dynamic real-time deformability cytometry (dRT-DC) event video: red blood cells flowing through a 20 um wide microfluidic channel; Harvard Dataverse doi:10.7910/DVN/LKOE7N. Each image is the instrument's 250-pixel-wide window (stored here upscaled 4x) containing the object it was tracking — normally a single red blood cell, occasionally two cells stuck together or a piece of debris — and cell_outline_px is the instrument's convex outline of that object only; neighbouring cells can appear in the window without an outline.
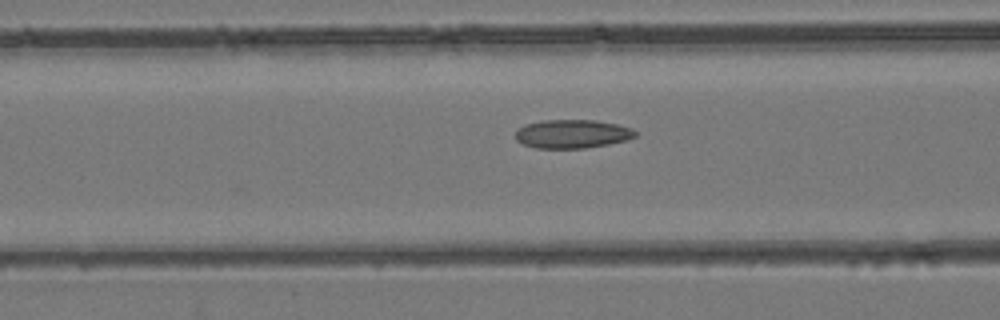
{"species": "common noctule bat (a hibernating species)", "species_latin": "Nyctalus noctula", "temperature_condition": "room temperature", "stored_images_in_passage": 39, "camera_frame_rate_fps": 3000, "um_per_image_px": 0.085, "animal": {"sex": "female", "body_mass_g": 24.6, "forearm_length_mm": 56.2}, "frame": {"image": 1, "passage_image": 12, "time_ms": 3.667, "image_size_px": [1000, 320], "cell_outline_px": [[636, 136], [628, 140], [608, 144], [584, 148], [536, 148], [524, 144], [516, 140], [516, 128], [524, 124], [544, 120], [596, 120], [620, 124], [632, 128], [636, 132]], "centroid_in_image_um": [48.65, 11.37], "position_along_channel_um": 117.9, "area_um2": 20.17}}
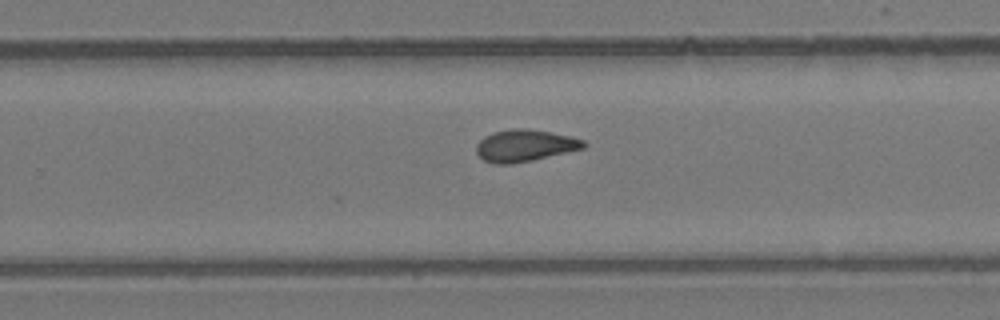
{"frame": {"image": 2, "passage_image": 23, "time_ms": 7.333, "image_size_px": [1000, 320], "cell_outline_px": [[588, 144], [584, 148], [532, 160], [512, 164], [492, 164], [484, 160], [476, 152], [476, 144], [484, 136], [492, 132], [512, 128], [528, 128], [552, 132], [584, 140]], "centroid_in_image_um": [44.58, 12.36], "position_along_channel_um": 285.2, "area_um2": 20.06}}
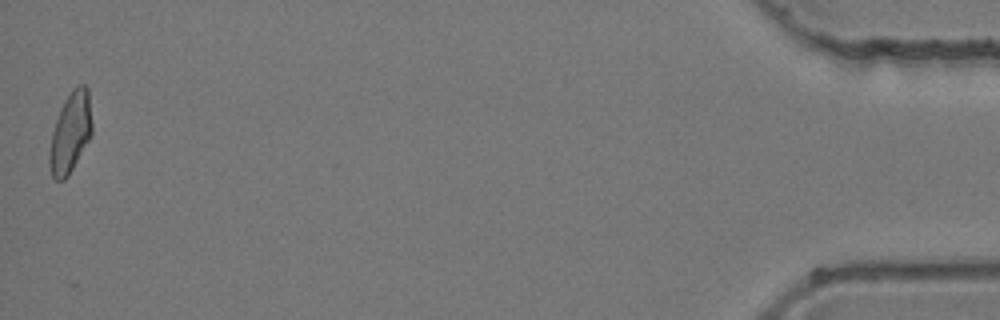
{"frame": {"image": 3, "passage_image": 39, "time_ms": 12.667, "image_size_px": [1000, 320], "cell_outline_px": [[92, 136], [68, 176], [64, 180], [56, 180], [52, 176], [48, 164], [48, 160], [52, 132], [60, 108], [64, 100], [72, 88], [76, 84], [84, 84], [88, 88], [92, 124]], "centroid_in_image_um": [5.99, 11.26], "position_along_channel_um": 429.2, "area_um2": 20.17}}